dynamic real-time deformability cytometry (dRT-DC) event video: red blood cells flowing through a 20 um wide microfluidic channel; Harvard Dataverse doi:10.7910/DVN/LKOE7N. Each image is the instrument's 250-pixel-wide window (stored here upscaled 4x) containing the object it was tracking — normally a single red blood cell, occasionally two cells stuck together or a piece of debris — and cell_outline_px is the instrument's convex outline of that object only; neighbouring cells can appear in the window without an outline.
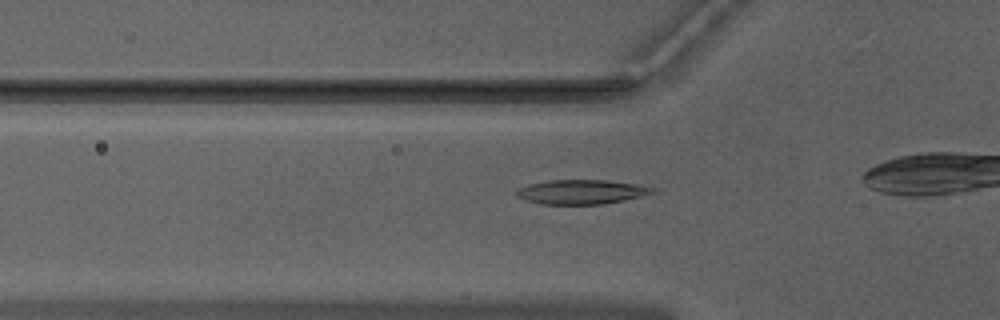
{"species": "Egyptian fruit bat (a non-hibernating species)", "species_latin": "Rousettus aegyptiacus", "temperature_condition": "warm", "stored_images_in_passage": 10, "camera_frame_rate_fps": 3000, "um_per_image_px": 0.085, "animal": {"sex": "male"}, "frame": {"image": 1, "passage_image": 5, "time_ms": 1.333, "image_size_px": [1000, 320], "cell_outline_px": [[656, 192], [624, 200], [604, 204], [540, 204], [524, 200], [516, 196], [516, 192], [520, 188], [532, 184], [548, 180], [608, 180], [636, 184], [656, 188]], "centroid_in_image_um": [49.44, 16.31], "position_along_channel_um": 76.4, "area_um2": 19.25}}
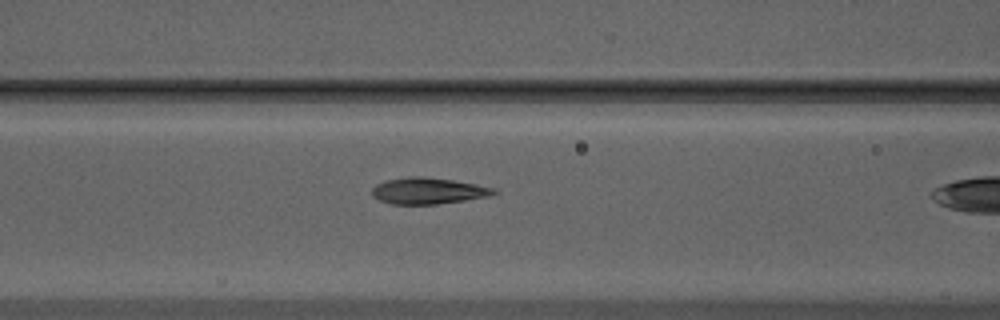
{"frame": {"image": 2, "passage_image": 9, "time_ms": 2.667, "image_size_px": [1000, 320], "cell_outline_px": [[500, 192], [488, 196], [464, 200], [436, 204], [392, 204], [380, 200], [372, 196], [372, 188], [376, 184], [384, 180], [408, 176], [420, 176], [452, 180], [476, 184], [496, 188]], "centroid_in_image_um": [36.38, 16.21], "position_along_channel_um": 130.2, "area_um2": 18.73}}